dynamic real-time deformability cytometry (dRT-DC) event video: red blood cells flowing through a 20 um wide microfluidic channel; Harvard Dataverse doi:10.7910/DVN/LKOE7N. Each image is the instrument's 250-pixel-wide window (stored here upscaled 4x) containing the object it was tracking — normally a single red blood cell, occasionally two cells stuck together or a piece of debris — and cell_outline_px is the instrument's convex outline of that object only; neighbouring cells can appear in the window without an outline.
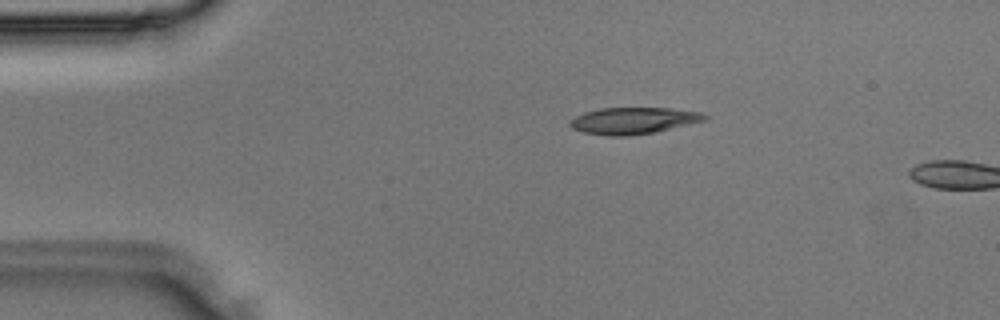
{"species": "Egyptian fruit bat (a non-hibernating species)", "species_latin": "Rousettus aegyptiacus", "temperature_condition": "room temperature", "stored_images_in_passage": 30, "camera_frame_rate_fps": 3000, "um_per_image_px": 0.085, "animal": {"sex": "male"}, "frame": {"image": 1, "passage_image": 1, "time_ms": 0.0, "image_size_px": [1000, 320], "cell_outline_px": [[708, 120], [656, 132], [628, 136], [608, 136], [584, 132], [572, 128], [568, 124], [568, 120], [584, 112], [600, 108], [668, 108], [704, 112], [708, 116]], "centroid_in_image_um": [53.86, 10.25], "position_along_channel_um": 31.1, "area_um2": 21.15}}
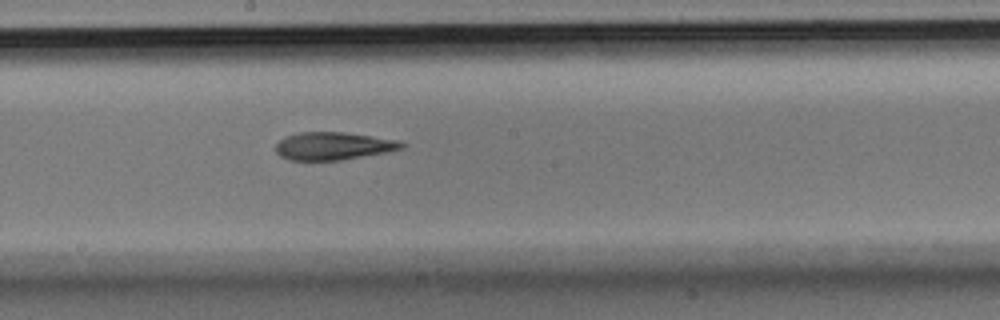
{"frame": {"image": 2, "passage_image": 14, "time_ms": 4.333, "image_size_px": [1000, 320], "cell_outline_px": [[408, 144], [404, 148], [388, 152], [340, 160], [288, 160], [280, 156], [276, 152], [276, 144], [284, 136], [300, 132], [344, 132], [400, 140]], "centroid_in_image_um": [28.36, 12.4], "position_along_channel_um": 219.8, "area_um2": 20.58}}
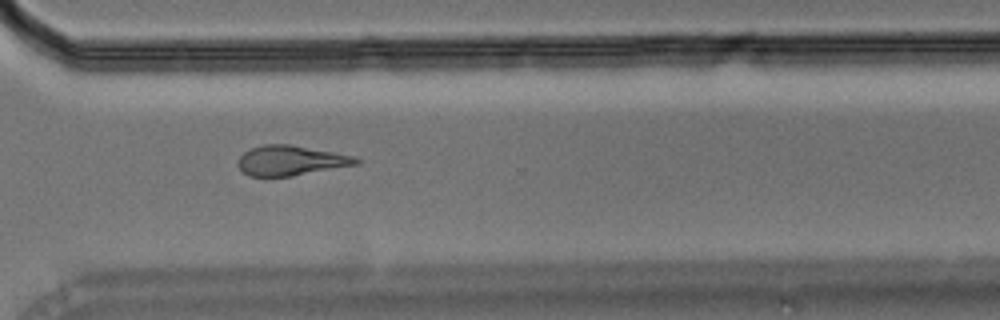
{"frame": {"image": 3, "passage_image": 21, "time_ms": 6.667, "image_size_px": [1000, 320], "cell_outline_px": [[360, 164], [292, 176], [248, 176], [236, 164], [240, 156], [244, 152], [252, 148], [264, 144], [288, 144], [332, 152], [352, 156], [360, 160]], "centroid_in_image_um": [24.69, 13.65], "position_along_channel_um": 345.9, "area_um2": 20.4}}